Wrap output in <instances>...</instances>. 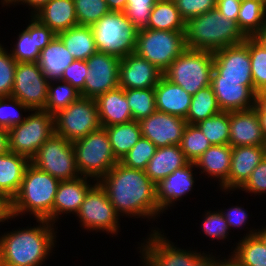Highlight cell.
Listing matches in <instances>:
<instances>
[{"mask_svg":"<svg viewBox=\"0 0 266 266\" xmlns=\"http://www.w3.org/2000/svg\"><path fill=\"white\" fill-rule=\"evenodd\" d=\"M188 162L179 145L157 148L146 166L145 173L157 185L162 179Z\"/></svg>","mask_w":266,"mask_h":266,"instance_id":"29","label":"cell"},{"mask_svg":"<svg viewBox=\"0 0 266 266\" xmlns=\"http://www.w3.org/2000/svg\"><path fill=\"white\" fill-rule=\"evenodd\" d=\"M254 108L257 113H266V91L257 94V101Z\"/></svg>","mask_w":266,"mask_h":266,"instance_id":"60","label":"cell"},{"mask_svg":"<svg viewBox=\"0 0 266 266\" xmlns=\"http://www.w3.org/2000/svg\"><path fill=\"white\" fill-rule=\"evenodd\" d=\"M241 0H217L216 8L228 20L236 21L240 10Z\"/></svg>","mask_w":266,"mask_h":266,"instance_id":"53","label":"cell"},{"mask_svg":"<svg viewBox=\"0 0 266 266\" xmlns=\"http://www.w3.org/2000/svg\"><path fill=\"white\" fill-rule=\"evenodd\" d=\"M133 120L139 122L156 111L154 88L124 89Z\"/></svg>","mask_w":266,"mask_h":266,"instance_id":"41","label":"cell"},{"mask_svg":"<svg viewBox=\"0 0 266 266\" xmlns=\"http://www.w3.org/2000/svg\"><path fill=\"white\" fill-rule=\"evenodd\" d=\"M156 110L186 119L192 95L164 75L154 87Z\"/></svg>","mask_w":266,"mask_h":266,"instance_id":"26","label":"cell"},{"mask_svg":"<svg viewBox=\"0 0 266 266\" xmlns=\"http://www.w3.org/2000/svg\"><path fill=\"white\" fill-rule=\"evenodd\" d=\"M63 42L56 36L40 53L38 64L50 80H59L63 71L74 61Z\"/></svg>","mask_w":266,"mask_h":266,"instance_id":"31","label":"cell"},{"mask_svg":"<svg viewBox=\"0 0 266 266\" xmlns=\"http://www.w3.org/2000/svg\"><path fill=\"white\" fill-rule=\"evenodd\" d=\"M147 237L141 238L137 245L138 256L146 266H192L194 261L204 252L198 248L186 249L175 244L165 230L152 224ZM169 238V239H168Z\"/></svg>","mask_w":266,"mask_h":266,"instance_id":"5","label":"cell"},{"mask_svg":"<svg viewBox=\"0 0 266 266\" xmlns=\"http://www.w3.org/2000/svg\"><path fill=\"white\" fill-rule=\"evenodd\" d=\"M221 112L211 85L192 95L186 117L187 124H196Z\"/></svg>","mask_w":266,"mask_h":266,"instance_id":"37","label":"cell"},{"mask_svg":"<svg viewBox=\"0 0 266 266\" xmlns=\"http://www.w3.org/2000/svg\"><path fill=\"white\" fill-rule=\"evenodd\" d=\"M255 37L266 47V23Z\"/></svg>","mask_w":266,"mask_h":266,"instance_id":"63","label":"cell"},{"mask_svg":"<svg viewBox=\"0 0 266 266\" xmlns=\"http://www.w3.org/2000/svg\"><path fill=\"white\" fill-rule=\"evenodd\" d=\"M101 127L127 123L133 120L124 89L107 91L95 99Z\"/></svg>","mask_w":266,"mask_h":266,"instance_id":"28","label":"cell"},{"mask_svg":"<svg viewBox=\"0 0 266 266\" xmlns=\"http://www.w3.org/2000/svg\"><path fill=\"white\" fill-rule=\"evenodd\" d=\"M96 183L97 181L82 176L74 180L60 181L53 204V225L61 223L59 220L63 216L73 217V214L75 217L87 192Z\"/></svg>","mask_w":266,"mask_h":266,"instance_id":"23","label":"cell"},{"mask_svg":"<svg viewBox=\"0 0 266 266\" xmlns=\"http://www.w3.org/2000/svg\"><path fill=\"white\" fill-rule=\"evenodd\" d=\"M156 66L136 53L121 58L119 64V87L123 89L154 88L161 77Z\"/></svg>","mask_w":266,"mask_h":266,"instance_id":"21","label":"cell"},{"mask_svg":"<svg viewBox=\"0 0 266 266\" xmlns=\"http://www.w3.org/2000/svg\"><path fill=\"white\" fill-rule=\"evenodd\" d=\"M219 210L224 215L230 231L233 229L237 231L239 230L247 231V232H244L243 237L256 235L258 226L255 228L254 227L255 225H252L253 227L249 225L250 224L249 222L251 221V219L249 218H251L252 214L249 215L250 212H248V210L245 209L242 204L241 206L239 205V203L234 206L230 205L228 209L226 207L225 208L223 207V208H220ZM247 226H250V228Z\"/></svg>","mask_w":266,"mask_h":266,"instance_id":"47","label":"cell"},{"mask_svg":"<svg viewBox=\"0 0 266 266\" xmlns=\"http://www.w3.org/2000/svg\"><path fill=\"white\" fill-rule=\"evenodd\" d=\"M189 162H195L212 145L195 124H187L179 144Z\"/></svg>","mask_w":266,"mask_h":266,"instance_id":"42","label":"cell"},{"mask_svg":"<svg viewBox=\"0 0 266 266\" xmlns=\"http://www.w3.org/2000/svg\"><path fill=\"white\" fill-rule=\"evenodd\" d=\"M158 0H127L124 15L138 29L147 27L152 8Z\"/></svg>","mask_w":266,"mask_h":266,"instance_id":"49","label":"cell"},{"mask_svg":"<svg viewBox=\"0 0 266 266\" xmlns=\"http://www.w3.org/2000/svg\"><path fill=\"white\" fill-rule=\"evenodd\" d=\"M184 36L187 49L210 52L241 44L247 38L237 22L222 16L217 8L189 19Z\"/></svg>","mask_w":266,"mask_h":266,"instance_id":"4","label":"cell"},{"mask_svg":"<svg viewBox=\"0 0 266 266\" xmlns=\"http://www.w3.org/2000/svg\"><path fill=\"white\" fill-rule=\"evenodd\" d=\"M59 183V179L29 163L20 189L12 199L16 220L29 215L33 221L45 219L53 224V204Z\"/></svg>","mask_w":266,"mask_h":266,"instance_id":"3","label":"cell"},{"mask_svg":"<svg viewBox=\"0 0 266 266\" xmlns=\"http://www.w3.org/2000/svg\"><path fill=\"white\" fill-rule=\"evenodd\" d=\"M32 16L55 34L78 25L74 0H49Z\"/></svg>","mask_w":266,"mask_h":266,"instance_id":"27","label":"cell"},{"mask_svg":"<svg viewBox=\"0 0 266 266\" xmlns=\"http://www.w3.org/2000/svg\"><path fill=\"white\" fill-rule=\"evenodd\" d=\"M55 134L69 142L79 140L101 128L95 99L80 97L54 114Z\"/></svg>","mask_w":266,"mask_h":266,"instance_id":"12","label":"cell"},{"mask_svg":"<svg viewBox=\"0 0 266 266\" xmlns=\"http://www.w3.org/2000/svg\"><path fill=\"white\" fill-rule=\"evenodd\" d=\"M9 152L8 130L0 127V155Z\"/></svg>","mask_w":266,"mask_h":266,"instance_id":"58","label":"cell"},{"mask_svg":"<svg viewBox=\"0 0 266 266\" xmlns=\"http://www.w3.org/2000/svg\"><path fill=\"white\" fill-rule=\"evenodd\" d=\"M138 266H146L145 263L140 259V264Z\"/></svg>","mask_w":266,"mask_h":266,"instance_id":"64","label":"cell"},{"mask_svg":"<svg viewBox=\"0 0 266 266\" xmlns=\"http://www.w3.org/2000/svg\"><path fill=\"white\" fill-rule=\"evenodd\" d=\"M138 123L142 137L157 148L179 145L187 125L184 118L157 110Z\"/></svg>","mask_w":266,"mask_h":266,"instance_id":"19","label":"cell"},{"mask_svg":"<svg viewBox=\"0 0 266 266\" xmlns=\"http://www.w3.org/2000/svg\"><path fill=\"white\" fill-rule=\"evenodd\" d=\"M230 253L243 266H266V246L257 235L238 237Z\"/></svg>","mask_w":266,"mask_h":266,"instance_id":"36","label":"cell"},{"mask_svg":"<svg viewBox=\"0 0 266 266\" xmlns=\"http://www.w3.org/2000/svg\"><path fill=\"white\" fill-rule=\"evenodd\" d=\"M263 225L265 224H262L261 226H259V228L256 231V235L262 240V242L266 246V225L265 226Z\"/></svg>","mask_w":266,"mask_h":266,"instance_id":"61","label":"cell"},{"mask_svg":"<svg viewBox=\"0 0 266 266\" xmlns=\"http://www.w3.org/2000/svg\"><path fill=\"white\" fill-rule=\"evenodd\" d=\"M81 97L80 91L62 80H52L48 85V98L44 111L56 114Z\"/></svg>","mask_w":266,"mask_h":266,"instance_id":"40","label":"cell"},{"mask_svg":"<svg viewBox=\"0 0 266 266\" xmlns=\"http://www.w3.org/2000/svg\"><path fill=\"white\" fill-rule=\"evenodd\" d=\"M30 160L11 151L0 155V194L11 199L20 189L23 175Z\"/></svg>","mask_w":266,"mask_h":266,"instance_id":"30","label":"cell"},{"mask_svg":"<svg viewBox=\"0 0 266 266\" xmlns=\"http://www.w3.org/2000/svg\"><path fill=\"white\" fill-rule=\"evenodd\" d=\"M103 128L106 130L112 152L118 161H121L142 138L139 123L135 120Z\"/></svg>","mask_w":266,"mask_h":266,"instance_id":"33","label":"cell"},{"mask_svg":"<svg viewBox=\"0 0 266 266\" xmlns=\"http://www.w3.org/2000/svg\"><path fill=\"white\" fill-rule=\"evenodd\" d=\"M120 218L98 182L87 192L75 215L82 230L88 233H106L111 237H119L118 235L121 234Z\"/></svg>","mask_w":266,"mask_h":266,"instance_id":"10","label":"cell"},{"mask_svg":"<svg viewBox=\"0 0 266 266\" xmlns=\"http://www.w3.org/2000/svg\"><path fill=\"white\" fill-rule=\"evenodd\" d=\"M216 253L218 252L215 251V266H243L233 257L231 253H229V255L227 254V257L226 255H221L220 253L218 255Z\"/></svg>","mask_w":266,"mask_h":266,"instance_id":"57","label":"cell"},{"mask_svg":"<svg viewBox=\"0 0 266 266\" xmlns=\"http://www.w3.org/2000/svg\"><path fill=\"white\" fill-rule=\"evenodd\" d=\"M214 55L210 51L186 49L163 73L191 95L211 85Z\"/></svg>","mask_w":266,"mask_h":266,"instance_id":"8","label":"cell"},{"mask_svg":"<svg viewBox=\"0 0 266 266\" xmlns=\"http://www.w3.org/2000/svg\"><path fill=\"white\" fill-rule=\"evenodd\" d=\"M53 134L54 115L44 110H31L21 124L8 129L9 151L31 160Z\"/></svg>","mask_w":266,"mask_h":266,"instance_id":"11","label":"cell"},{"mask_svg":"<svg viewBox=\"0 0 266 266\" xmlns=\"http://www.w3.org/2000/svg\"><path fill=\"white\" fill-rule=\"evenodd\" d=\"M184 32L140 29L137 32L135 53L164 73L187 49Z\"/></svg>","mask_w":266,"mask_h":266,"instance_id":"9","label":"cell"},{"mask_svg":"<svg viewBox=\"0 0 266 266\" xmlns=\"http://www.w3.org/2000/svg\"><path fill=\"white\" fill-rule=\"evenodd\" d=\"M213 55V68L221 75V80L253 81L249 37L243 43L217 50Z\"/></svg>","mask_w":266,"mask_h":266,"instance_id":"20","label":"cell"},{"mask_svg":"<svg viewBox=\"0 0 266 266\" xmlns=\"http://www.w3.org/2000/svg\"><path fill=\"white\" fill-rule=\"evenodd\" d=\"M98 183L120 217L159 223L156 184L145 170L127 167L119 161Z\"/></svg>","mask_w":266,"mask_h":266,"instance_id":"1","label":"cell"},{"mask_svg":"<svg viewBox=\"0 0 266 266\" xmlns=\"http://www.w3.org/2000/svg\"><path fill=\"white\" fill-rule=\"evenodd\" d=\"M88 74V65L86 60H74L64 71L61 76L65 81L76 88L78 91L84 89L85 78Z\"/></svg>","mask_w":266,"mask_h":266,"instance_id":"52","label":"cell"},{"mask_svg":"<svg viewBox=\"0 0 266 266\" xmlns=\"http://www.w3.org/2000/svg\"><path fill=\"white\" fill-rule=\"evenodd\" d=\"M186 21L173 0H158L152 8L147 29L185 31Z\"/></svg>","mask_w":266,"mask_h":266,"instance_id":"34","label":"cell"},{"mask_svg":"<svg viewBox=\"0 0 266 266\" xmlns=\"http://www.w3.org/2000/svg\"><path fill=\"white\" fill-rule=\"evenodd\" d=\"M78 25L92 26L110 12L105 0H74Z\"/></svg>","mask_w":266,"mask_h":266,"instance_id":"45","label":"cell"},{"mask_svg":"<svg viewBox=\"0 0 266 266\" xmlns=\"http://www.w3.org/2000/svg\"><path fill=\"white\" fill-rule=\"evenodd\" d=\"M231 154L230 145H212L194 162L199 173L198 177L210 178L207 181L213 180L212 184L218 183L216 187L219 190L229 192Z\"/></svg>","mask_w":266,"mask_h":266,"instance_id":"22","label":"cell"},{"mask_svg":"<svg viewBox=\"0 0 266 266\" xmlns=\"http://www.w3.org/2000/svg\"><path fill=\"white\" fill-rule=\"evenodd\" d=\"M0 41V97L11 96L16 71V60Z\"/></svg>","mask_w":266,"mask_h":266,"instance_id":"48","label":"cell"},{"mask_svg":"<svg viewBox=\"0 0 266 266\" xmlns=\"http://www.w3.org/2000/svg\"><path fill=\"white\" fill-rule=\"evenodd\" d=\"M35 222L0 233V266H46L59 247L58 225L45 219Z\"/></svg>","mask_w":266,"mask_h":266,"instance_id":"2","label":"cell"},{"mask_svg":"<svg viewBox=\"0 0 266 266\" xmlns=\"http://www.w3.org/2000/svg\"><path fill=\"white\" fill-rule=\"evenodd\" d=\"M26 20L27 26L16 34V40L14 38L10 44L12 48L8 50L16 62H38L41 51L57 34L32 15H28Z\"/></svg>","mask_w":266,"mask_h":266,"instance_id":"17","label":"cell"},{"mask_svg":"<svg viewBox=\"0 0 266 266\" xmlns=\"http://www.w3.org/2000/svg\"><path fill=\"white\" fill-rule=\"evenodd\" d=\"M212 210L213 209L208 208V210H204V212L200 216L202 217V221L199 222L201 224L199 230H202L198 233L203 234L206 238L209 237V241H214L213 244L215 243V241L219 242L221 246L223 243H231L232 241H229L231 240L230 233L233 234V232L229 230L224 215L217 207L215 208V210Z\"/></svg>","mask_w":266,"mask_h":266,"instance_id":"38","label":"cell"},{"mask_svg":"<svg viewBox=\"0 0 266 266\" xmlns=\"http://www.w3.org/2000/svg\"><path fill=\"white\" fill-rule=\"evenodd\" d=\"M211 87L221 111L248 110L256 105L253 81L221 80V75L213 68Z\"/></svg>","mask_w":266,"mask_h":266,"instance_id":"18","label":"cell"},{"mask_svg":"<svg viewBox=\"0 0 266 266\" xmlns=\"http://www.w3.org/2000/svg\"><path fill=\"white\" fill-rule=\"evenodd\" d=\"M9 220L15 221L12 208V199L9 196L0 194V226L4 223L6 224V222L9 224Z\"/></svg>","mask_w":266,"mask_h":266,"instance_id":"55","label":"cell"},{"mask_svg":"<svg viewBox=\"0 0 266 266\" xmlns=\"http://www.w3.org/2000/svg\"><path fill=\"white\" fill-rule=\"evenodd\" d=\"M73 147L80 176L97 182L119 162L103 127L74 141Z\"/></svg>","mask_w":266,"mask_h":266,"instance_id":"7","label":"cell"},{"mask_svg":"<svg viewBox=\"0 0 266 266\" xmlns=\"http://www.w3.org/2000/svg\"><path fill=\"white\" fill-rule=\"evenodd\" d=\"M88 74L85 78L82 97L96 99L107 91L119 87V64L121 58L97 52L87 60Z\"/></svg>","mask_w":266,"mask_h":266,"instance_id":"15","label":"cell"},{"mask_svg":"<svg viewBox=\"0 0 266 266\" xmlns=\"http://www.w3.org/2000/svg\"><path fill=\"white\" fill-rule=\"evenodd\" d=\"M249 54L254 90L266 91V47L256 37H249Z\"/></svg>","mask_w":266,"mask_h":266,"instance_id":"43","label":"cell"},{"mask_svg":"<svg viewBox=\"0 0 266 266\" xmlns=\"http://www.w3.org/2000/svg\"><path fill=\"white\" fill-rule=\"evenodd\" d=\"M91 28L98 52L119 58L135 53L138 29L124 12L110 11Z\"/></svg>","mask_w":266,"mask_h":266,"instance_id":"6","label":"cell"},{"mask_svg":"<svg viewBox=\"0 0 266 266\" xmlns=\"http://www.w3.org/2000/svg\"><path fill=\"white\" fill-rule=\"evenodd\" d=\"M211 145H229L230 111L220 113L195 124Z\"/></svg>","mask_w":266,"mask_h":266,"instance_id":"39","label":"cell"},{"mask_svg":"<svg viewBox=\"0 0 266 266\" xmlns=\"http://www.w3.org/2000/svg\"><path fill=\"white\" fill-rule=\"evenodd\" d=\"M244 191L250 197L258 195L259 197L266 195V158L262 160L251 173L250 178L246 183L237 191Z\"/></svg>","mask_w":266,"mask_h":266,"instance_id":"51","label":"cell"},{"mask_svg":"<svg viewBox=\"0 0 266 266\" xmlns=\"http://www.w3.org/2000/svg\"><path fill=\"white\" fill-rule=\"evenodd\" d=\"M265 23V2L262 0H241L237 25L246 37H255Z\"/></svg>","mask_w":266,"mask_h":266,"instance_id":"35","label":"cell"},{"mask_svg":"<svg viewBox=\"0 0 266 266\" xmlns=\"http://www.w3.org/2000/svg\"><path fill=\"white\" fill-rule=\"evenodd\" d=\"M110 11L123 12L126 8L127 0H105Z\"/></svg>","mask_w":266,"mask_h":266,"instance_id":"59","label":"cell"},{"mask_svg":"<svg viewBox=\"0 0 266 266\" xmlns=\"http://www.w3.org/2000/svg\"><path fill=\"white\" fill-rule=\"evenodd\" d=\"M257 115H258V118L260 120L262 133H263L264 138L266 140V113H257Z\"/></svg>","mask_w":266,"mask_h":266,"instance_id":"62","label":"cell"},{"mask_svg":"<svg viewBox=\"0 0 266 266\" xmlns=\"http://www.w3.org/2000/svg\"><path fill=\"white\" fill-rule=\"evenodd\" d=\"M266 158V146H238L232 147L231 164L229 173V192H222L228 195L237 192L250 178L256 166ZM232 191V192H231ZM225 193V194H224Z\"/></svg>","mask_w":266,"mask_h":266,"instance_id":"24","label":"cell"},{"mask_svg":"<svg viewBox=\"0 0 266 266\" xmlns=\"http://www.w3.org/2000/svg\"><path fill=\"white\" fill-rule=\"evenodd\" d=\"M49 0H0L1 7L8 9L7 7H16L18 5H23L29 9V15H33L42 6H44ZM25 5V6H24ZM6 6V7H5Z\"/></svg>","mask_w":266,"mask_h":266,"instance_id":"54","label":"cell"},{"mask_svg":"<svg viewBox=\"0 0 266 266\" xmlns=\"http://www.w3.org/2000/svg\"><path fill=\"white\" fill-rule=\"evenodd\" d=\"M75 60H87L97 53L91 26L77 25L57 34Z\"/></svg>","mask_w":266,"mask_h":266,"instance_id":"32","label":"cell"},{"mask_svg":"<svg viewBox=\"0 0 266 266\" xmlns=\"http://www.w3.org/2000/svg\"><path fill=\"white\" fill-rule=\"evenodd\" d=\"M196 171L194 162H188L156 185V201L160 208V216L169 209L177 208L174 207L176 204L179 205L177 202H183L184 197L192 194L196 181L199 180Z\"/></svg>","mask_w":266,"mask_h":266,"instance_id":"16","label":"cell"},{"mask_svg":"<svg viewBox=\"0 0 266 266\" xmlns=\"http://www.w3.org/2000/svg\"><path fill=\"white\" fill-rule=\"evenodd\" d=\"M49 82L37 62H17L11 96L31 110H43Z\"/></svg>","mask_w":266,"mask_h":266,"instance_id":"14","label":"cell"},{"mask_svg":"<svg viewBox=\"0 0 266 266\" xmlns=\"http://www.w3.org/2000/svg\"><path fill=\"white\" fill-rule=\"evenodd\" d=\"M30 163L49 173L60 181L74 180L80 177L76 166L73 142L53 134L37 150Z\"/></svg>","mask_w":266,"mask_h":266,"instance_id":"13","label":"cell"},{"mask_svg":"<svg viewBox=\"0 0 266 266\" xmlns=\"http://www.w3.org/2000/svg\"><path fill=\"white\" fill-rule=\"evenodd\" d=\"M210 251H205L194 261L192 266H215V249H208Z\"/></svg>","mask_w":266,"mask_h":266,"instance_id":"56","label":"cell"},{"mask_svg":"<svg viewBox=\"0 0 266 266\" xmlns=\"http://www.w3.org/2000/svg\"><path fill=\"white\" fill-rule=\"evenodd\" d=\"M156 150L149 139L142 137L120 162L130 168L145 170Z\"/></svg>","mask_w":266,"mask_h":266,"instance_id":"46","label":"cell"},{"mask_svg":"<svg viewBox=\"0 0 266 266\" xmlns=\"http://www.w3.org/2000/svg\"><path fill=\"white\" fill-rule=\"evenodd\" d=\"M30 112L31 109L21 103L18 99L12 96L0 97L1 128L8 130L11 127L21 124Z\"/></svg>","mask_w":266,"mask_h":266,"instance_id":"44","label":"cell"},{"mask_svg":"<svg viewBox=\"0 0 266 266\" xmlns=\"http://www.w3.org/2000/svg\"><path fill=\"white\" fill-rule=\"evenodd\" d=\"M182 18L187 22L216 8L217 0H173Z\"/></svg>","mask_w":266,"mask_h":266,"instance_id":"50","label":"cell"},{"mask_svg":"<svg viewBox=\"0 0 266 266\" xmlns=\"http://www.w3.org/2000/svg\"><path fill=\"white\" fill-rule=\"evenodd\" d=\"M229 145L231 147L266 146L255 108L230 111Z\"/></svg>","mask_w":266,"mask_h":266,"instance_id":"25","label":"cell"}]
</instances>
